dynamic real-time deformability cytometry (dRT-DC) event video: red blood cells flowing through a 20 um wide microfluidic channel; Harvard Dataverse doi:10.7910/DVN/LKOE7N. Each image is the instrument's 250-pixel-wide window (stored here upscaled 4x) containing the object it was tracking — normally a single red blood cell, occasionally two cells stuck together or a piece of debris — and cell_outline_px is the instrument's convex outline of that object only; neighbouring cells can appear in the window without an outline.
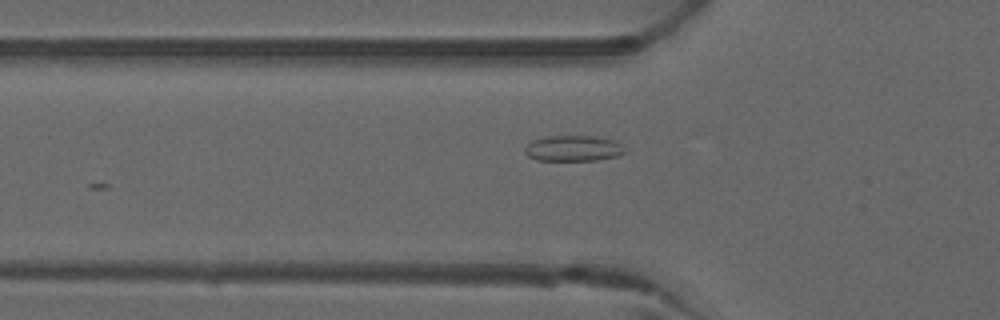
{"species": "common noctule bat (a hibernating species)", "species_latin": "Nyctalus noctula", "temperature_condition": "warm", "stored_images_in_passage": 6, "camera_frame_rate_fps": 3000, "um_per_image_px": 0.085, "animal": {"sex": "male", "forearm_length_mm": 52.5}, "frame": {"image": 1, "passage_image": 2, "time_ms": 0.333, "image_size_px": [1000, 320], "cell_outline_px": [[628, 152], [616, 156], [596, 160], [536, 160], [528, 156], [524, 152], [524, 148], [532, 140], [548, 136], [592, 136], [616, 140]], "centroid_in_image_um": [48.73, 12.61], "position_along_channel_um": 77.1, "area_um2": 15.03}}
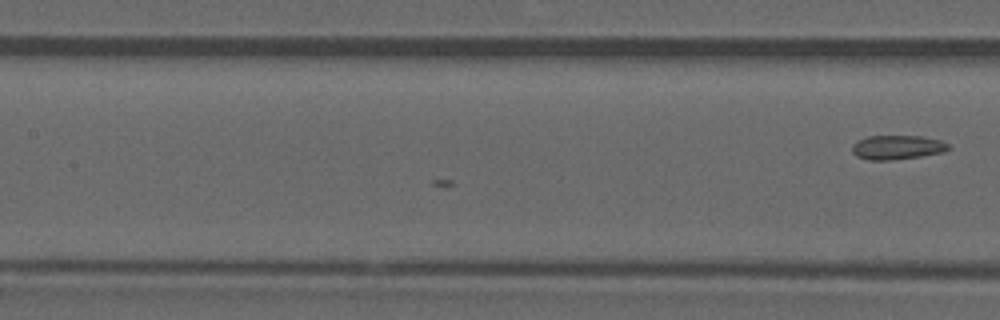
{"frame": {"image": 2, "passage_image": 6, "time_ms": 1.667, "image_size_px": [1000, 320], "cell_outline_px": [[952, 148], [944, 152], [920, 156], [892, 160], [868, 160], [856, 156], [852, 152], [852, 144], [856, 140], [868, 136], [920, 136], [940, 140], [948, 144]], "centroid_in_image_um": [76.24, 12.52], "position_along_channel_um": 131.2, "area_um2": 13.7}}